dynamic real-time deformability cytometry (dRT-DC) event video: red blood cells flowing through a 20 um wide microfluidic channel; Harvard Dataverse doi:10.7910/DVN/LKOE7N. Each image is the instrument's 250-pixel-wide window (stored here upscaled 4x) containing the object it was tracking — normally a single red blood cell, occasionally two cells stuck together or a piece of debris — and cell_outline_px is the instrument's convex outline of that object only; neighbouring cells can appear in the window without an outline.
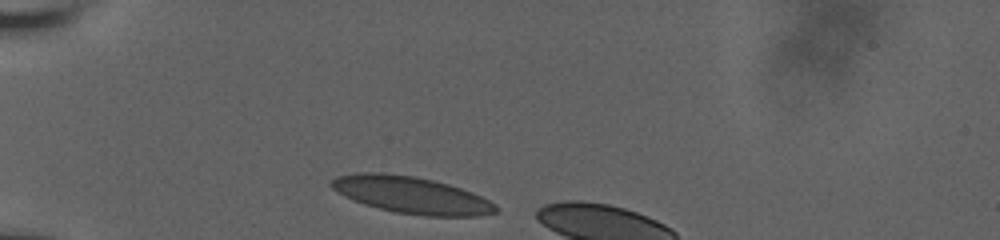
{"species": "human", "species_latin": "Homo sapiens", "temperature_condition": "room temperature", "stored_images_in_passage": 3, "camera_frame_rate_fps": 3000, "um_per_image_px": 0.085, "donor": {"sex": "male"}, "frame": {"image": 1, "passage_image": 1, "time_ms": 0.0, "image_size_px": [1000, 240], "cell_outline_px": [[500, 208], [496, 212], [480, 216], [424, 216], [396, 212], [364, 204], [352, 200], [344, 196], [332, 188], [328, 184], [336, 176], [356, 172], [384, 172], [416, 176], [448, 184], [472, 192], [496, 204]], "centroid_in_image_um": [34.95, 16.57], "position_along_channel_um": 50.1, "area_um2": 35.49}}